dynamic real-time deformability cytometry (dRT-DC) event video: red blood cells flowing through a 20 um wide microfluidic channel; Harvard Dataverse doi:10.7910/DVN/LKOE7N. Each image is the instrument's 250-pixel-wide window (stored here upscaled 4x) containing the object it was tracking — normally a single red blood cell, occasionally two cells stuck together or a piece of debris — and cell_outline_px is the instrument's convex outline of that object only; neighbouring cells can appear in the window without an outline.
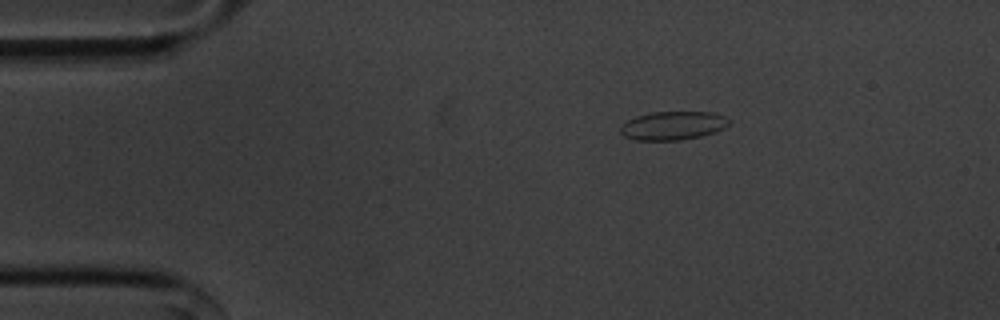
{"species": "common noctule bat (a hibernating species)", "species_latin": "Nyctalus noctula", "temperature_condition": "cold", "stored_images_in_passage": 47, "camera_frame_rate_fps": 3000, "um_per_image_px": 0.085, "animal": {"sex": "male", "body_mass_g": 20.1, "forearm_length_mm": 53.5}, "frame": {"image": 1, "passage_image": 1, "time_ms": 0.0, "image_size_px": [1000, 320], "cell_outline_px": [[728, 124], [724, 128], [716, 132], [700, 136], [680, 140], [636, 140], [624, 136], [620, 132], [620, 128], [628, 120], [636, 116], [652, 112], [712, 112], [724, 116], [728, 120]], "centroid_in_image_um": [57.19, 10.68], "position_along_channel_um": 27.8, "area_um2": 17.92}}
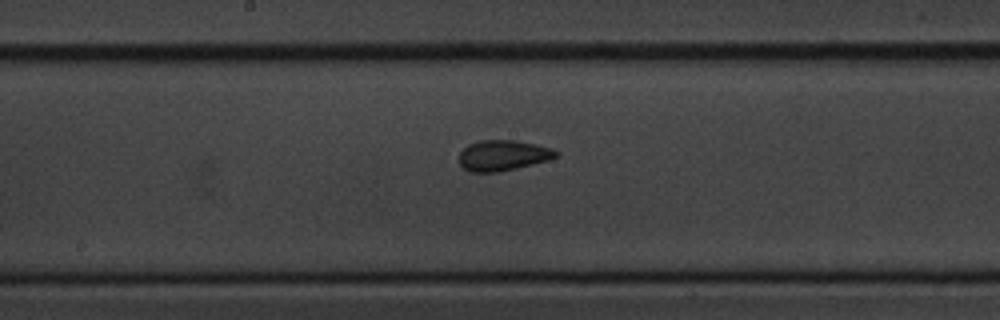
{"frame": {"image": 2, "passage_image": 20, "time_ms": 6.333, "image_size_px": [1000, 320], "cell_outline_px": [[560, 156], [548, 160], [516, 168], [496, 172], [468, 172], [460, 164], [460, 152], [468, 144], [480, 140], [516, 140], [536, 144], [552, 148], [560, 152]], "centroid_in_image_um": [42.78, 13.2], "position_along_channel_um": 205.4, "area_um2": 17.34}}
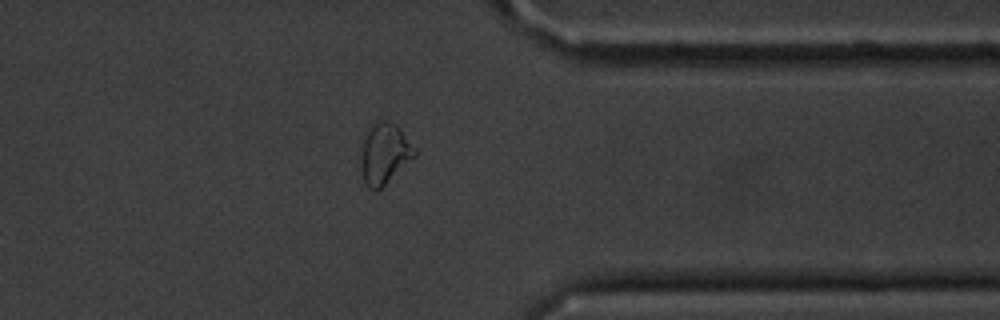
{"frame": {"image": 3, "passage_image": 35, "time_ms": 11.333, "image_size_px": [1000, 320], "cell_outline_px": [[416, 156], [376, 192], [368, 188], [364, 180], [360, 168], [360, 152], [368, 128], [376, 120], [388, 120], [396, 124], [400, 128], [416, 148]], "centroid_in_image_um": [32.67, 13.04], "position_along_channel_um": 378.7, "area_um2": 19.31}, "authors_computed_cell_mechanics": {"area_um2": 17.34, "velocity_mm_per_s": 3.6276, "shape_relaxation_time_tau1_ms": 3.0972, "shape_relaxation_time_tau2_ms": 1.2121, "deformation_change_tau1": 0.0958, "deformation_change_tau2": 0.0693}}